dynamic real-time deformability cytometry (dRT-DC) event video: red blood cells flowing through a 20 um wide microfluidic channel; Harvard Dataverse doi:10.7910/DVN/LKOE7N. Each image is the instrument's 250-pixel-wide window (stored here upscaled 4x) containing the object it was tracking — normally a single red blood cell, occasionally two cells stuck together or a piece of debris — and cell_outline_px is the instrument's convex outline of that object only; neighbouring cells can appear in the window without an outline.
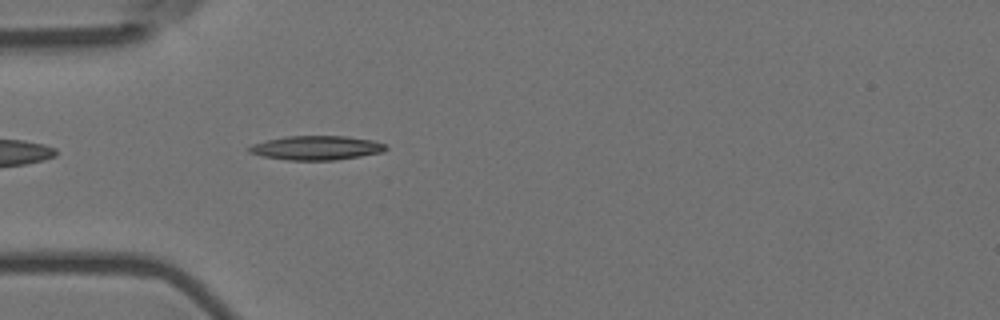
{"species": "Egyptian fruit bat (a non-hibernating species)", "species_latin": "Rousettus aegyptiacus", "temperature_condition": "room temperature", "stored_images_in_passage": 4, "camera_frame_rate_fps": 3000, "um_per_image_px": 0.085, "animal": {"sex": "female"}, "frame": {"image": 1, "passage_image": 4, "time_ms": 1.0, "image_size_px": [1000, 320], "cell_outline_px": [[388, 148], [384, 152], [336, 160], [288, 160], [264, 156], [248, 152], [248, 148], [252, 144], [268, 140], [288, 136], [344, 136], [372, 140], [388, 144]], "centroid_in_image_um": [26.95, 12.57], "position_along_channel_um": 58.1, "area_um2": 19.19}}